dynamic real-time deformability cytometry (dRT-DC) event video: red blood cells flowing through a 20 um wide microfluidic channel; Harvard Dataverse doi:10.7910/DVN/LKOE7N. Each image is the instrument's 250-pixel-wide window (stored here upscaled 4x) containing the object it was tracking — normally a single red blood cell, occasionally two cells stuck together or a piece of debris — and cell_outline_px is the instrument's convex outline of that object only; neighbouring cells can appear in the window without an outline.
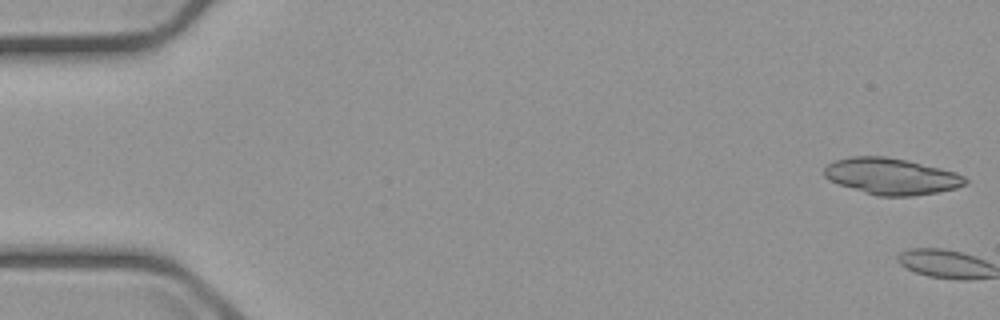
{"species": "common noctule bat (a hibernating species)", "species_latin": "Nyctalus noctula", "temperature_condition": "cold", "stored_images_in_passage": 7, "camera_frame_rate_fps": 3000, "um_per_image_px": 0.085, "animal": {"sex": "male", "body_mass_g": 23.1, "forearm_length_mm": 52.7}, "frame": {"image": 1, "passage_image": 1, "time_ms": 0.0, "image_size_px": [1000, 320], "cell_outline_px": [[968, 184], [956, 188], [936, 192], [912, 196], [876, 196], [840, 184], [824, 176], [824, 168], [832, 160], [848, 156], [884, 156], [908, 160], [956, 172], [964, 176], [968, 180]], "centroid_in_image_um": [75.78, 14.97], "position_along_channel_um": 9.2, "area_um2": 29.94}}
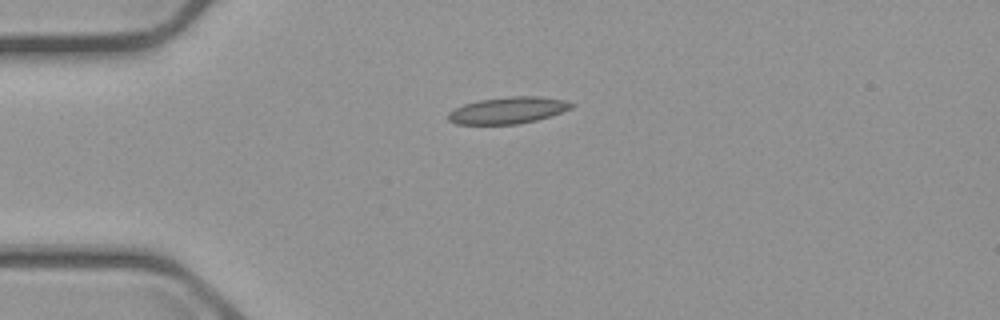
{"frame": {"image": 2, "passage_image": 7, "time_ms": 7.667, "image_size_px": [1000, 320], "cell_outline_px": [[576, 104], [572, 108], [536, 120], [516, 124], [456, 124], [448, 120], [448, 112], [464, 104], [480, 100], [508, 96], [540, 96], [564, 100]], "centroid_in_image_um": [43.17, 9.37], "position_along_channel_um": 41.8, "area_um2": 19.02}}